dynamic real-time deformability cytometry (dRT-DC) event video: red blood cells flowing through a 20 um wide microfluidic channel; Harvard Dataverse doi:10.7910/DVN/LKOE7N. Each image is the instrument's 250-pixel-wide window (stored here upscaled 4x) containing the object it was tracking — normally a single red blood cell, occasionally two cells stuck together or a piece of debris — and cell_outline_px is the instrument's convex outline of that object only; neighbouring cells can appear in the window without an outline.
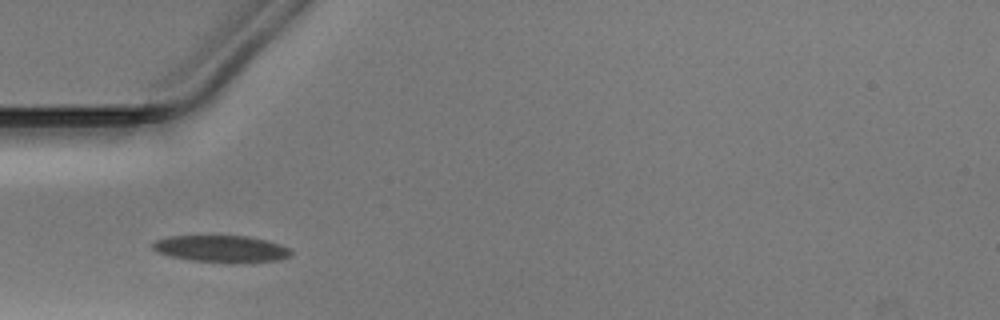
{"species": "Egyptian fruit bat (a non-hibernating species)", "species_latin": "Rousettus aegyptiacus", "temperature_condition": "warm", "stored_images_in_passage": 25, "camera_frame_rate_fps": 3000, "um_per_image_px": 0.085, "animal": {"sex": "male"}, "frame": {"image": 1, "passage_image": 1, "time_ms": 0.0, "image_size_px": [1000, 320], "cell_outline_px": [[292, 256], [280, 260], [188, 260], [156, 252], [152, 248], [152, 244], [156, 240], [168, 236], [248, 236], [280, 244], [288, 248], [292, 252]], "centroid_in_image_um": [18.77, 21.1], "position_along_channel_um": 66.2, "area_um2": 20.63}}
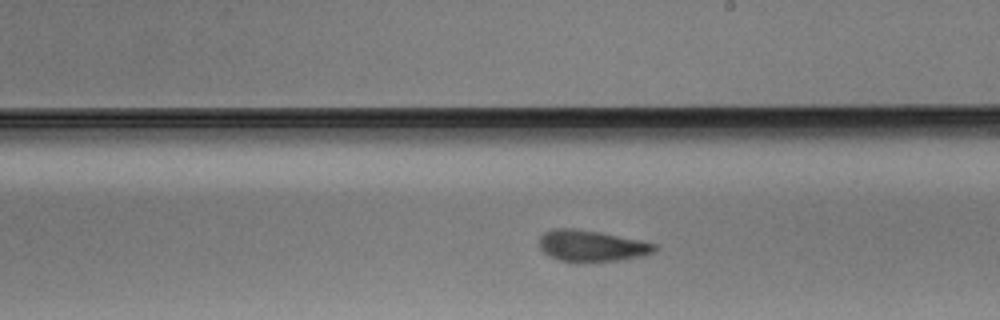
{"frame": {"image": 2, "passage_image": 14, "time_ms": 4.333, "image_size_px": [1000, 320], "cell_outline_px": [[656, 248], [652, 252], [644, 256], [616, 260], [560, 260], [544, 252], [540, 248], [540, 236], [544, 232], [552, 228], [576, 228], [600, 232], [640, 240], [656, 244]], "centroid_in_image_um": [50.28, 20.85], "position_along_channel_um": 238.7, "area_um2": 20.46}}
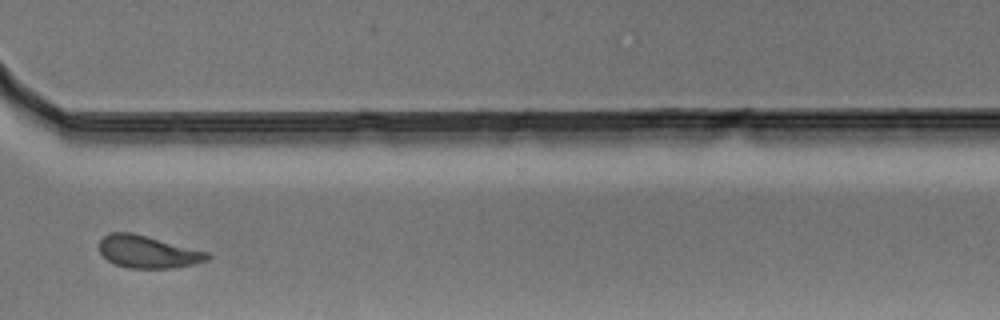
{"frame": {"image": 3, "passage_image": 23, "time_ms": 7.333, "image_size_px": [1000, 320], "cell_outline_px": [[212, 256], [208, 260], [192, 264], [172, 268], [128, 268], [116, 264], [108, 260], [100, 252], [100, 240], [108, 232], [132, 232], [208, 252]], "centroid_in_image_um": [12.57, 21.4], "position_along_channel_um": 358.0, "area_um2": 20.29}}